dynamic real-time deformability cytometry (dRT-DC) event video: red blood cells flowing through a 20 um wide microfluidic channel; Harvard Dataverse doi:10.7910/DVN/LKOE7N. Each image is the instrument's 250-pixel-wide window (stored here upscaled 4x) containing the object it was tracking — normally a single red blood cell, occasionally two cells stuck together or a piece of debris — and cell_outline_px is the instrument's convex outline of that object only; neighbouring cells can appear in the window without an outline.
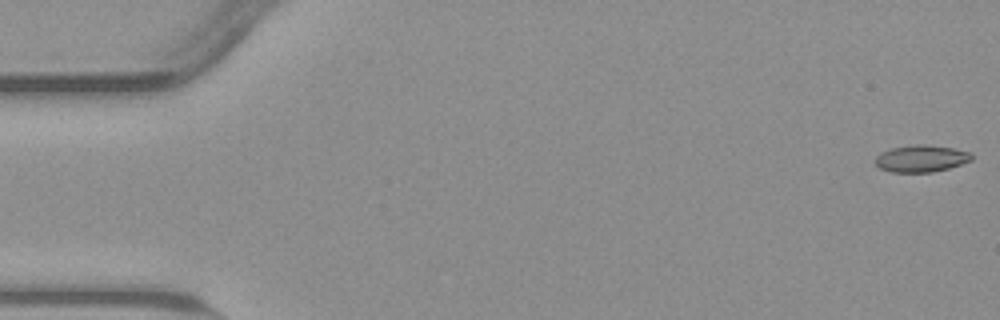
{"species": "common noctule bat (a hibernating species)", "species_latin": "Nyctalus noctula", "temperature_condition": "warm", "stored_images_in_passage": 55, "camera_frame_rate_fps": 3000, "um_per_image_px": 0.085, "animal": {"sex": "male", "body_mass_g": 23.1, "forearm_length_mm": 52.7}, "frame": {"image": 1, "passage_image": 1, "time_ms": 0.0, "image_size_px": [1000, 320], "cell_outline_px": [[972, 160], [948, 168], [932, 172], [892, 172], [880, 168], [876, 164], [876, 156], [880, 152], [892, 148], [916, 144], [924, 144], [952, 148], [972, 152]], "centroid_in_image_um": [78.3, 13.47], "position_along_channel_um": 6.7, "area_um2": 15.03}}
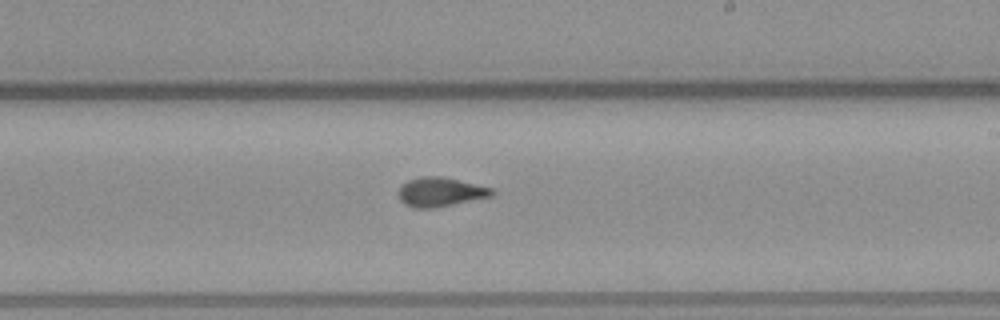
{"frame": {"image": 2, "passage_image": 32, "time_ms": 10.333, "image_size_px": [1000, 320], "cell_outline_px": [[496, 192], [492, 196], [432, 208], [412, 208], [404, 204], [396, 196], [396, 192], [408, 180], [420, 176], [444, 176], [492, 188]], "centroid_in_image_um": [37.39, 16.31], "position_along_channel_um": 251.6, "area_um2": 16.01}}
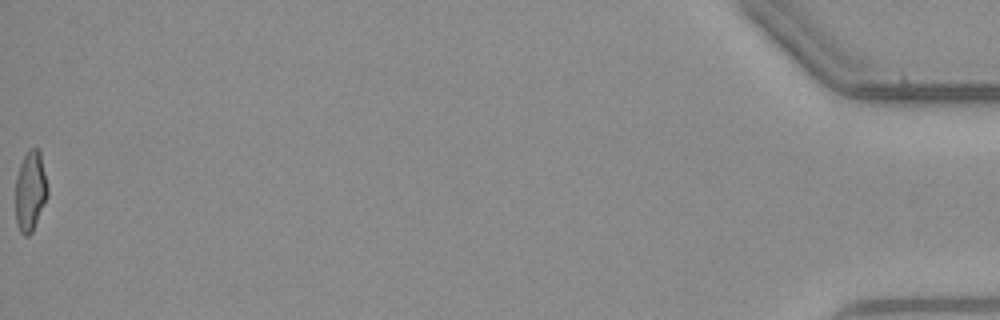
{"frame": {"image": 3, "passage_image": 55, "time_ms": 18.0, "image_size_px": [1000, 320], "cell_outline_px": [[48, 196], [32, 232], [28, 236], [24, 236], [20, 232], [16, 224], [16, 176], [20, 164], [28, 148], [36, 148], [40, 152], [48, 188]], "centroid_in_image_um": [2.58, 16.25], "position_along_channel_um": 432.6, "area_um2": 15.03}, "authors_computed_cell_mechanics": {"area_um2": 15.4904, "velocity_mm_per_s": 3.8152, "shape_relaxation_time_tau1_ms": null, "shape_relaxation_time_tau2_ms": 1.6588, "deformation_change_tau1": null, "deformation_change_tau2": 0.0836}}